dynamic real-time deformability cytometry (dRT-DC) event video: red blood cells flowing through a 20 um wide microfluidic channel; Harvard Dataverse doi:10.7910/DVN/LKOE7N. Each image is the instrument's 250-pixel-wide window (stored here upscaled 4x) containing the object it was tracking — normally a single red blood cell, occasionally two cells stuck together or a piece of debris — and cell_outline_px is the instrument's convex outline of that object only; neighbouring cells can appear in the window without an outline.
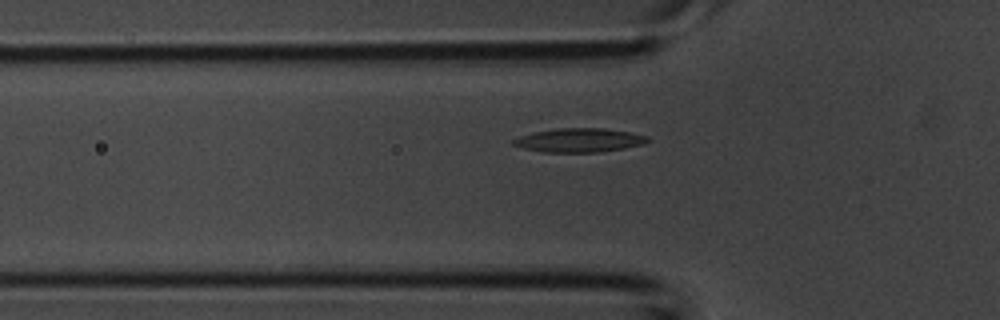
{"species": "common noctule bat (a hibernating species)", "species_latin": "Nyctalus noctula", "temperature_condition": "room temperature", "stored_images_in_passage": 28, "camera_frame_rate_fps": 3000, "um_per_image_px": 0.085, "animal": {"sex": "male", "body_mass_g": 20.1, "forearm_length_mm": 53.5}, "frame": {"image": 1, "passage_image": 3, "time_ms": 0.667, "image_size_px": [1000, 320], "cell_outline_px": [[652, 140], [644, 144], [624, 148], [596, 152], [544, 152], [524, 148], [512, 144], [512, 140], [520, 136], [536, 132], [556, 128], [604, 128], [632, 132], [648, 136]], "centroid_in_image_um": [49.3, 11.91], "position_along_channel_um": 76.5, "area_um2": 18.67}}
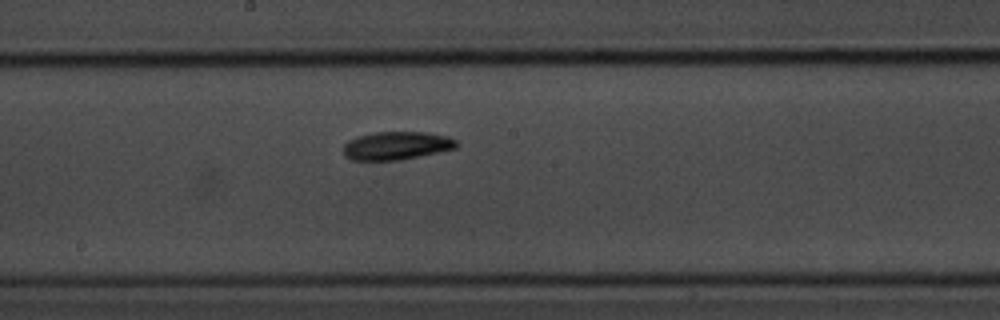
{"frame": {"image": 2, "passage_image": 12, "time_ms": 3.667, "image_size_px": [1000, 320], "cell_outline_px": [[460, 144], [456, 148], [440, 152], [400, 160], [352, 160], [344, 156], [344, 144], [348, 140], [372, 132], [428, 132], [448, 136], [456, 140]], "centroid_in_image_um": [33.74, 12.38], "position_along_channel_um": 214.5, "area_um2": 18.73}}
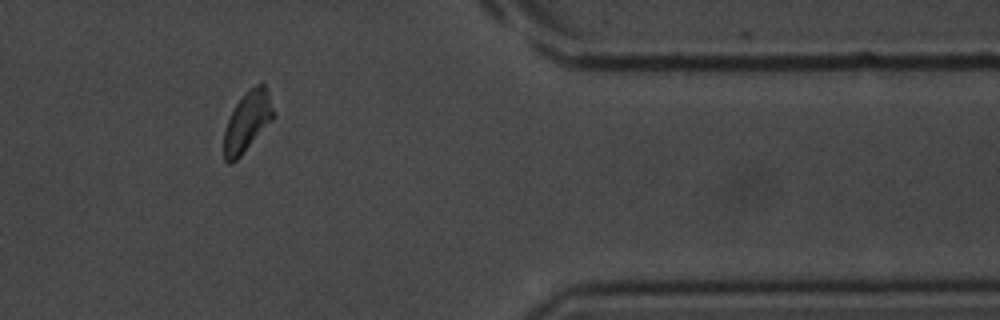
{"frame": {"image": 3, "passage_image": 25, "time_ms": 8.0, "image_size_px": [1000, 320], "cell_outline_px": [[276, 116], [240, 156], [232, 164], [228, 164], [224, 160], [224, 132], [228, 120], [236, 104], [244, 92], [248, 88], [256, 84], [264, 84], [268, 88]], "centroid_in_image_um": [21.05, 10.3], "position_along_channel_um": 390.4, "area_um2": 17.46}}